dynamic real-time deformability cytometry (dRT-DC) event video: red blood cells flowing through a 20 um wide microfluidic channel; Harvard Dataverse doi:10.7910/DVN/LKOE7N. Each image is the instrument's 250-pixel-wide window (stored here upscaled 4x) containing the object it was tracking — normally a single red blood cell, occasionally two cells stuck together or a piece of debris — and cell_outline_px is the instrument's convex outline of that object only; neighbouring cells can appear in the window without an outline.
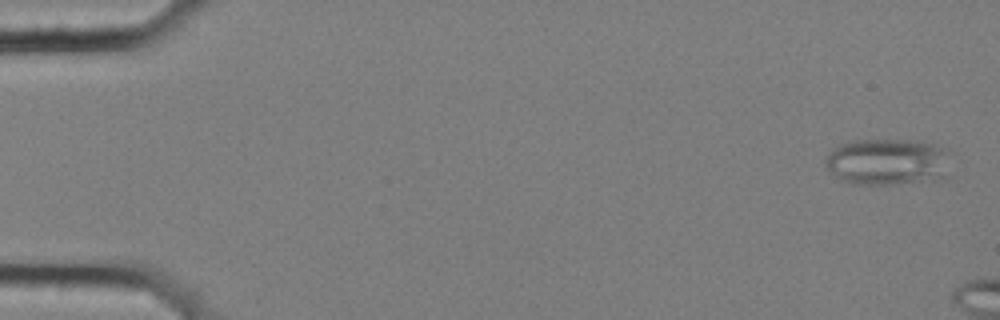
{"species": "common noctule bat (a hibernating species)", "species_latin": "Nyctalus noctula", "temperature_condition": "cold", "stored_images_in_passage": 3, "camera_frame_rate_fps": 3000, "um_per_image_px": 0.085, "animal": {"sex": "female", "body_mass_g": 25.1}, "frame": {"image": 1, "passage_image": 1, "time_ms": 0.0, "image_size_px": [1000, 320], "cell_outline_px": [[944, 180], [892, 184], [848, 184], [832, 176], [824, 164], [832, 148], [840, 144], [852, 140], [908, 140], [932, 144], [940, 148]], "centroid_in_image_um": [75.24, 13.78], "position_along_channel_um": 9.8, "area_um2": 33.29}}